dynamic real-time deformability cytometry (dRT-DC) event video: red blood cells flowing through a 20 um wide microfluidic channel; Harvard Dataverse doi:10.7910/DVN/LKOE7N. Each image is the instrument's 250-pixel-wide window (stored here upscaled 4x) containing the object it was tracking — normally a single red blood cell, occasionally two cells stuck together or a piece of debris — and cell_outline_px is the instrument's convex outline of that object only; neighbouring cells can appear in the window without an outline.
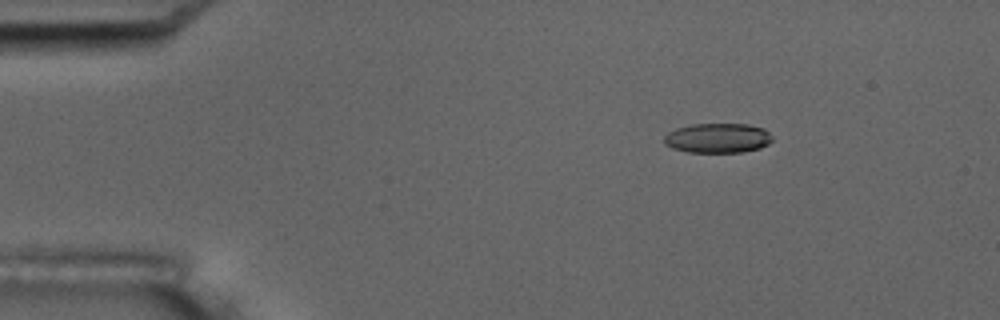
{"species": "common noctule bat (a hibernating species)", "species_latin": "Nyctalus noctula", "temperature_condition": "room temperature", "stored_images_in_passage": 4, "camera_frame_rate_fps": 3000, "um_per_image_px": 0.085, "animal": {"sex": "male", "body_mass_g": 17.5, "forearm_length_mm": 52.3}, "frame": {"image": 1, "passage_image": 1, "time_ms": 0.0, "image_size_px": [1000, 320], "cell_outline_px": [[772, 140], [768, 144], [760, 148], [744, 152], [688, 152], [672, 148], [664, 144], [664, 136], [668, 132], [676, 128], [692, 124], [748, 124], [764, 128], [772, 136]], "centroid_in_image_um": [61.0, 11.73], "position_along_channel_um": 24.0, "area_um2": 18.84}}